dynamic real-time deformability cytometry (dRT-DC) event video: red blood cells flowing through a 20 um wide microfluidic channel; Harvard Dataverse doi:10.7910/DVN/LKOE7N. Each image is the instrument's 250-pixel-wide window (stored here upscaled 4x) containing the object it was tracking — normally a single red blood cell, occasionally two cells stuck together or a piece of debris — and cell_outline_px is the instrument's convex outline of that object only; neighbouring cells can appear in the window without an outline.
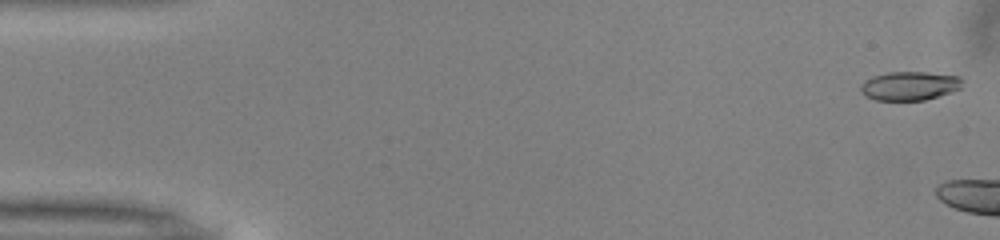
{"species": "common noctule bat (a hibernating species)", "species_latin": "Nyctalus noctula", "temperature_condition": "warm", "stored_images_in_passage": 6, "camera_frame_rate_fps": 3000, "um_per_image_px": 0.085, "animal": {"sex": "male", "body_mass_g": 13.0, "forearm_length_mm": 53.1}, "frame": {"image": 1, "passage_image": 1, "time_ms": 0.0, "image_size_px": [1000, 240], "cell_outline_px": [[964, 80], [960, 88], [952, 92], [924, 100], [876, 100], [868, 96], [860, 88], [860, 84], [864, 80], [872, 76], [888, 72], [928, 72], [960, 76]], "centroid_in_image_um": [77.35, 7.28], "position_along_channel_um": 7.7, "area_um2": 17.11}}